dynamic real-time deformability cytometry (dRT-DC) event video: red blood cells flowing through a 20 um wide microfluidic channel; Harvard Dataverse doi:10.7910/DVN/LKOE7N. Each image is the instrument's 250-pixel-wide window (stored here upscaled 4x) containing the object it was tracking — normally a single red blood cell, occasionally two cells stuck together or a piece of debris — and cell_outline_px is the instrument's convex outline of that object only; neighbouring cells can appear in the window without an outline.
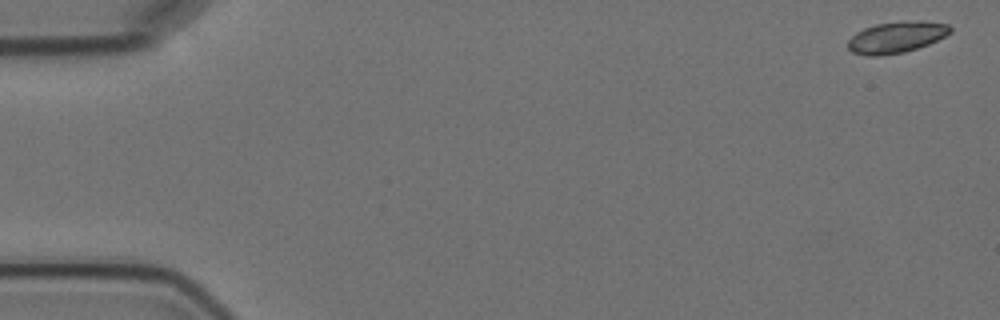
{"species": "Egyptian fruit bat (a non-hibernating species)", "species_latin": "Rousettus aegyptiacus", "temperature_condition": "cold", "stored_images_in_passage": 10, "camera_frame_rate_fps": 3000, "um_per_image_px": 0.085, "animal": {"sex": "female"}, "frame": {"image": 1, "passage_image": 1, "time_ms": 0.0, "image_size_px": [1000, 320], "cell_outline_px": [[952, 32], [928, 44], [904, 52], [880, 56], [868, 56], [852, 52], [848, 48], [848, 40], [856, 32], [864, 28], [876, 24], [908, 20], [924, 20], [948, 24], [952, 28]], "centroid_in_image_um": [76.2, 3.15], "position_along_channel_um": 8.8, "area_um2": 18.79}}
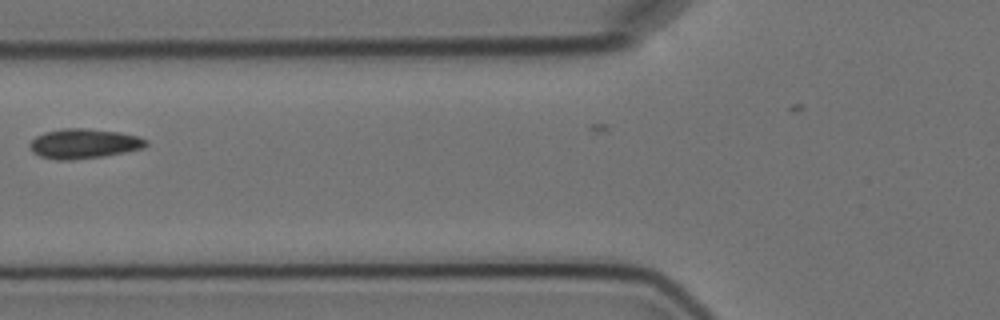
{"frame": {"image": 2, "passage_image": 6, "time_ms": 7.0, "image_size_px": [1000, 320], "cell_outline_px": [[148, 144], [144, 148], [104, 156], [68, 160], [56, 160], [40, 156], [32, 152], [28, 144], [36, 136], [44, 132], [64, 128], [88, 128], [120, 132], [140, 136], [148, 140]], "centroid_in_image_um": [7.14, 12.2], "position_along_channel_um": 118.7, "area_um2": 20.35}}
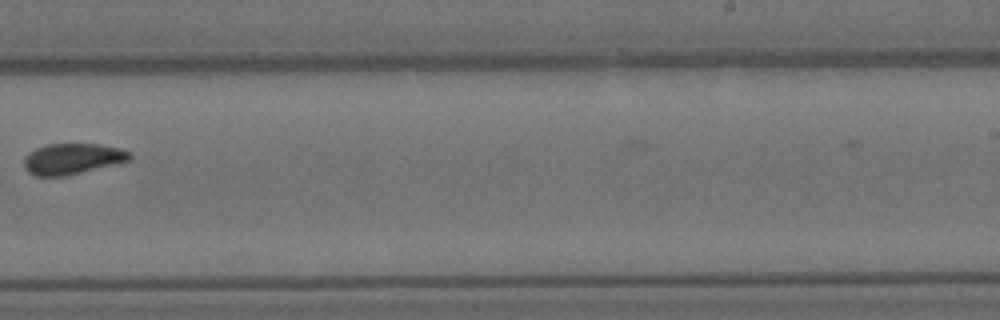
{"frame": {"image": 3, "passage_image": 10, "time_ms": 11.667, "image_size_px": [1000, 320], "cell_outline_px": [[132, 160], [120, 164], [64, 176], [36, 176], [28, 172], [24, 168], [24, 156], [28, 152], [36, 148], [48, 144], [100, 144], [120, 148], [132, 152]], "centroid_in_image_um": [6.2, 13.5], "position_along_channel_um": 282.8, "area_um2": 19.42}}